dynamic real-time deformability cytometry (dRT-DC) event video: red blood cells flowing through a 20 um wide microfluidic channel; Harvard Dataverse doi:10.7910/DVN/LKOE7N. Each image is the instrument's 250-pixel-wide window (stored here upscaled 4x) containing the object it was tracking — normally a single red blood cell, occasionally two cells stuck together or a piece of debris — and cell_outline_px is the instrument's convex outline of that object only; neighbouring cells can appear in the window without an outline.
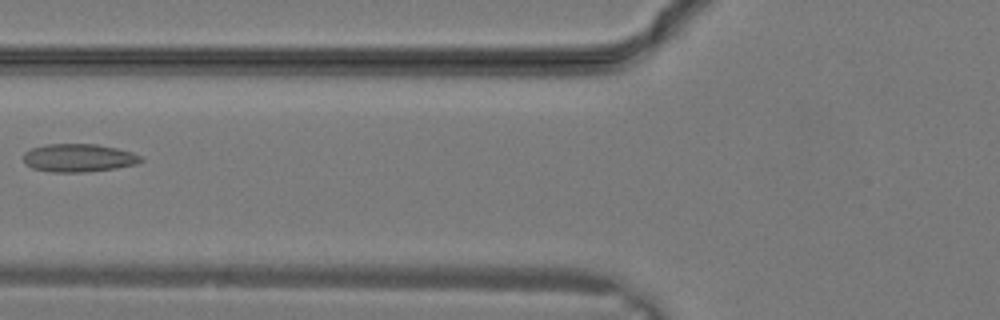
{"species": "common noctule bat (a hibernating species)", "species_latin": "Nyctalus noctula", "temperature_condition": "warm", "stored_images_in_passage": 16, "camera_frame_rate_fps": 3000, "um_per_image_px": 0.085, "animal": {"sex": "male", "body_mass_g": 19.2, "forearm_length_mm": 51.8}, "frame": {"image": 1, "passage_image": 6, "time_ms": 1.667, "image_size_px": [1000, 320], "cell_outline_px": [[144, 160], [136, 164], [116, 168], [84, 172], [52, 172], [32, 168], [24, 160], [24, 152], [32, 148], [44, 144], [96, 144], [116, 148], [132, 152], [140, 156]], "centroid_in_image_um": [6.69, 13.41], "position_along_channel_um": 119.1, "area_um2": 19.13}}
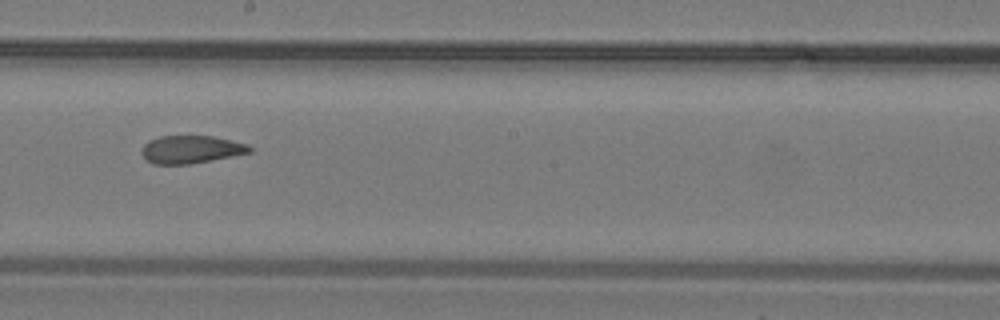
{"frame": {"image": 2, "passage_image": 11, "time_ms": 3.333, "image_size_px": [1000, 320], "cell_outline_px": [[252, 152], [188, 164], [152, 164], [140, 152], [144, 144], [148, 140], [160, 136], [212, 136], [248, 144], [252, 148]], "centroid_in_image_um": [16.21, 12.69], "position_along_channel_um": 232.0, "area_um2": 17.34}}
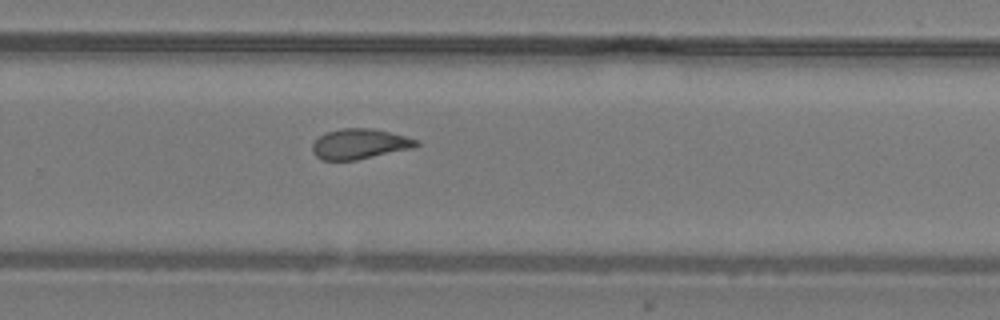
{"frame": {"image": 3, "passage_image": 14, "time_ms": 4.333, "image_size_px": [1000, 320], "cell_outline_px": [[420, 144], [416, 148], [356, 160], [324, 160], [316, 156], [312, 152], [312, 144], [324, 132], [340, 128], [372, 128], [420, 140]], "centroid_in_image_um": [30.59, 12.23], "position_along_channel_um": 299.2, "area_um2": 18.5}}